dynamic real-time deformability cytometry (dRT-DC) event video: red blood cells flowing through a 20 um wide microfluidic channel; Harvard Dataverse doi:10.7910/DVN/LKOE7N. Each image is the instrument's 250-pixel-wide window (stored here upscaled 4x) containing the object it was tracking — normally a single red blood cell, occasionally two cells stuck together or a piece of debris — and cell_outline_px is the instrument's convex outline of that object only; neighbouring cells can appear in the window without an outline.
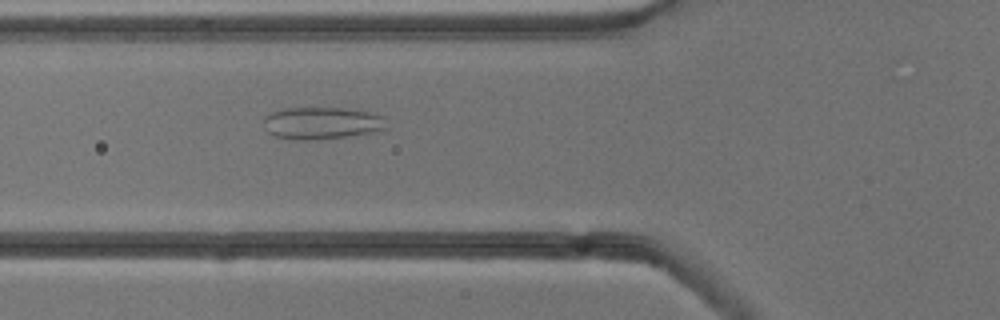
{"species": "common noctule bat (a hibernating species)", "species_latin": "Nyctalus noctula", "temperature_condition": "cold", "stored_images_in_passage": 53, "camera_frame_rate_fps": 3000, "um_per_image_px": 0.085, "animal": {"sex": "male", "body_mass_g": 13.3}, "frame": {"image": 1, "passage_image": 19, "time_ms": 6.0, "image_size_px": [1000, 320], "cell_outline_px": [[388, 128], [376, 132], [348, 136], [316, 140], [292, 140], [276, 136], [268, 132], [264, 128], [264, 116], [272, 112], [284, 108], [348, 108], [372, 112], [384, 116]], "centroid_in_image_um": [27.39, 10.47], "position_along_channel_um": 98.4, "area_um2": 23.47}}
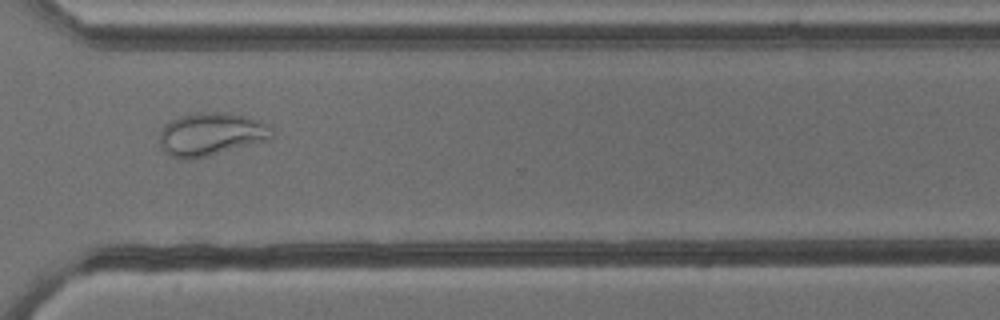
{"frame": {"image": 2, "passage_image": 39, "time_ms": 12.667, "image_size_px": [1000, 320], "cell_outline_px": [[272, 136], [268, 140], [208, 156], [192, 160], [180, 160], [168, 156], [160, 148], [160, 128], [164, 124], [180, 116], [196, 112], [216, 112], [244, 116], [268, 124], [272, 128]], "centroid_in_image_um": [17.87, 11.43], "position_along_channel_um": 352.7, "area_um2": 28.38}}
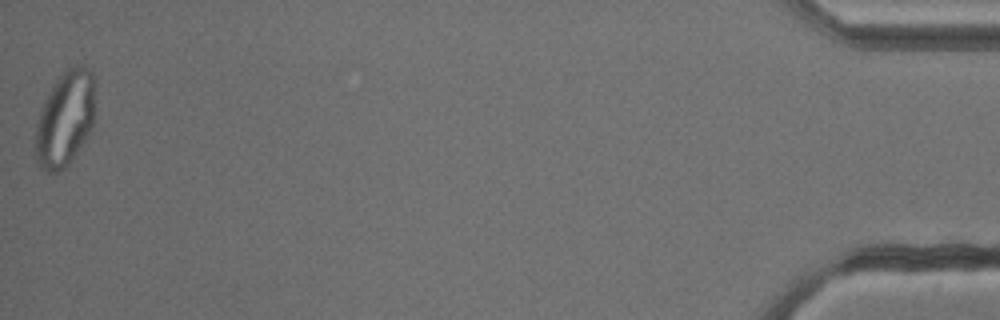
{"frame": {"image": 3, "passage_image": 53, "time_ms": 17.333, "image_size_px": [1000, 320], "cell_outline_px": [[92, 128], [68, 164], [64, 168], [56, 172], [48, 172], [36, 160], [36, 128], [40, 112], [44, 100], [48, 92], [60, 76], [68, 68], [76, 64], [84, 64], [92, 72]], "centroid_in_image_um": [5.51, 10.07], "position_along_channel_um": 429.7, "area_um2": 32.08}, "authors_computed_cell_mechanics": {"area_um2": 29.1312, "velocity_mm_per_s": 3.8109, "shape_relaxation_time_tau1_ms": null, "shape_relaxation_time_tau2_ms": 1.2971, "deformation_change_tau1": null, "deformation_change_tau2": 0.0619}}